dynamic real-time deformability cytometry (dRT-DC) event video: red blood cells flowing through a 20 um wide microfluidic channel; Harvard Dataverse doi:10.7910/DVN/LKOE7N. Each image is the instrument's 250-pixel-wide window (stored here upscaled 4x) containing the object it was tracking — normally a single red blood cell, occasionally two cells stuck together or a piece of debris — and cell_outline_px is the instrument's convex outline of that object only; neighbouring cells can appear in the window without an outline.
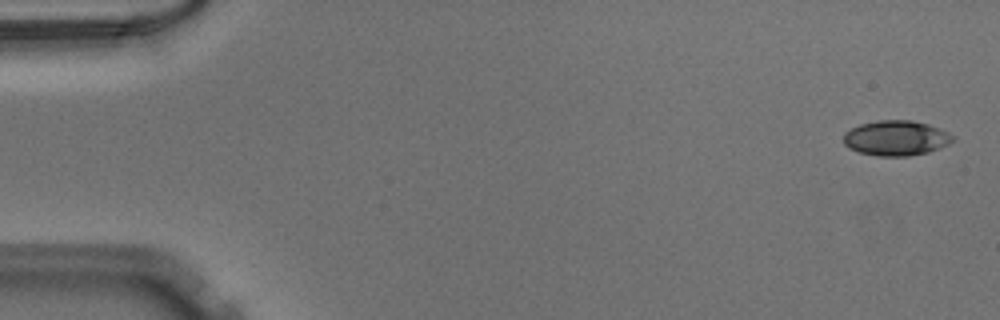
{"species": "Egyptian fruit bat (a non-hibernating species)", "species_latin": "Rousettus aegyptiacus", "temperature_condition": "warm", "stored_images_in_passage": 51, "camera_frame_rate_fps": 3000, "um_per_image_px": 0.085, "animal": {"sex": "male"}, "frame": {"image": 1, "passage_image": 2, "time_ms": 0.333, "image_size_px": [1000, 320], "cell_outline_px": [[956, 136], [948, 144], [940, 148], [928, 152], [908, 156], [876, 156], [860, 152], [848, 148], [844, 144], [844, 132], [860, 124], [880, 120], [912, 120], [928, 124], [940, 128]], "centroid_in_image_um": [76.17, 11.73], "position_along_channel_um": 8.8, "area_um2": 22.43}}
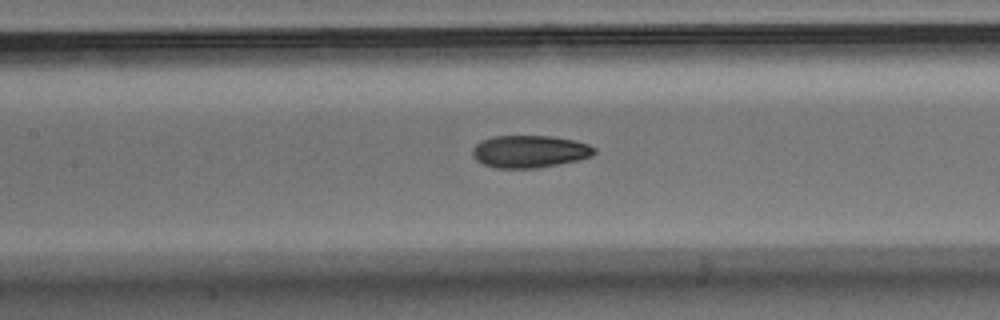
{"frame": {"image": 2, "passage_image": 24, "time_ms": 7.667, "image_size_px": [1000, 320], "cell_outline_px": [[596, 152], [592, 156], [576, 160], [536, 168], [496, 168], [484, 164], [476, 160], [472, 156], [472, 148], [480, 140], [492, 136], [552, 136], [572, 140], [588, 144], [596, 148]], "centroid_in_image_um": [44.98, 12.87], "position_along_channel_um": 162.4, "area_um2": 22.95}}
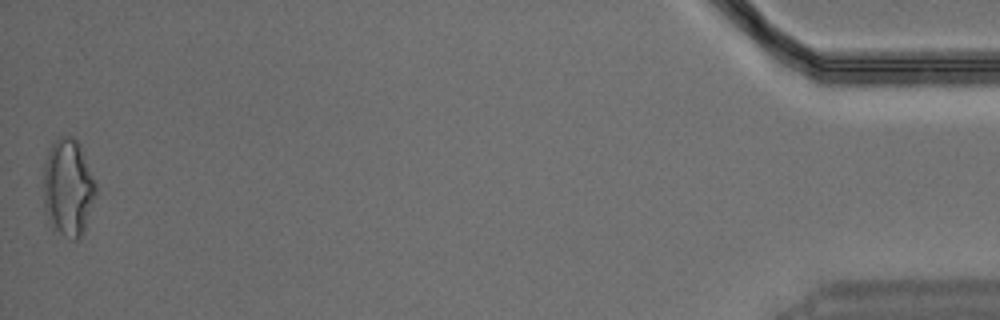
{"frame": {"image": 3, "passage_image": 51, "time_ms": 16.667, "image_size_px": [1000, 320], "cell_outline_px": [[96, 196], [84, 232], [80, 240], [72, 240], [52, 232], [44, 212], [44, 164], [52, 140], [68, 132], [76, 136], [80, 144], [96, 184]], "centroid_in_image_um": [5.78, 15.96], "position_along_channel_um": 429.4, "area_um2": 30.92}}